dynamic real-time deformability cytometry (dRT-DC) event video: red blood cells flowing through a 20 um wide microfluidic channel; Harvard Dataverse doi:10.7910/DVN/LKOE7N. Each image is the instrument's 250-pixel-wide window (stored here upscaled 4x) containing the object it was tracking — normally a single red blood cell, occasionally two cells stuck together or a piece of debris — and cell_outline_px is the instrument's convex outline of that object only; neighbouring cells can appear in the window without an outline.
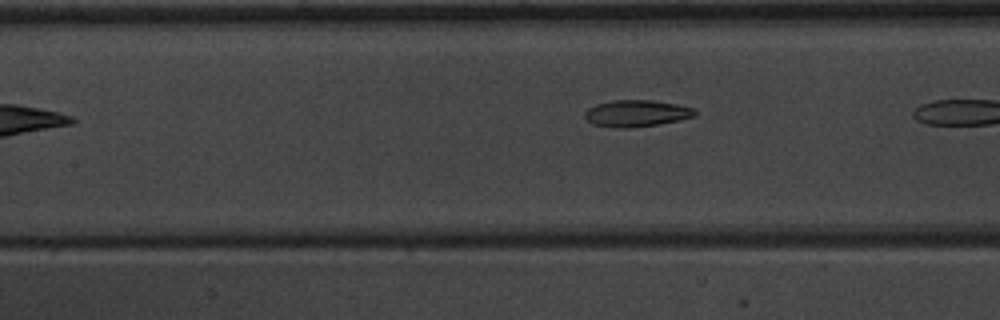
{"species": "common noctule bat (a hibernating species)", "species_latin": "Nyctalus noctula", "temperature_condition": "warm", "stored_images_in_passage": 6, "camera_frame_rate_fps": 3000, "um_per_image_px": 0.085, "animal": {"sex": "male", "body_mass_g": 20.1, "forearm_length_mm": 53.5}, "frame": {"image": 1, "passage_image": 5, "time_ms": 5.667, "image_size_px": [1000, 320], "cell_outline_px": [[696, 116], [680, 120], [660, 124], [632, 128], [616, 128], [592, 124], [584, 116], [584, 112], [588, 108], [596, 104], [612, 100], [652, 100], [676, 104], [692, 108], [696, 112]], "centroid_in_image_um": [54.08, 9.64], "position_along_channel_um": 153.3, "area_um2": 17.22}}